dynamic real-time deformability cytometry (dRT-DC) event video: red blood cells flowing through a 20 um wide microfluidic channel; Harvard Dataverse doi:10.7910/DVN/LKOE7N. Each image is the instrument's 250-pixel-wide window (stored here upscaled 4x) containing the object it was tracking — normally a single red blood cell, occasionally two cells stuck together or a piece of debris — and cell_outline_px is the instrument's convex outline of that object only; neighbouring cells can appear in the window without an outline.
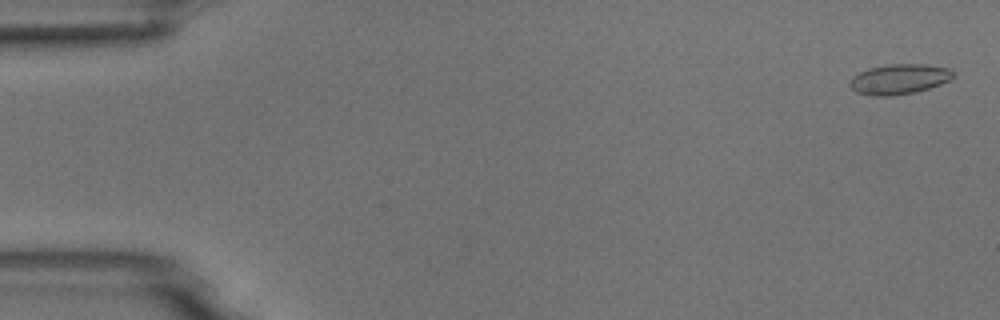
{"species": "common noctule bat (a hibernating species)", "species_latin": "Nyctalus noctula", "temperature_condition": "room temperature", "stored_images_in_passage": 54, "camera_frame_rate_fps": 3000, "um_per_image_px": 0.085, "animal": {"sex": "male", "body_mass_g": 18.8}, "frame": {"image": 1, "passage_image": 2, "time_ms": 0.333, "image_size_px": [1000, 320], "cell_outline_px": [[952, 76], [948, 80], [940, 84], [916, 92], [892, 96], [872, 96], [856, 92], [848, 84], [852, 76], [868, 68], [892, 64], [924, 64], [948, 68], [952, 72]], "centroid_in_image_um": [76.37, 6.73], "position_along_channel_um": 8.6, "area_um2": 18.03}}
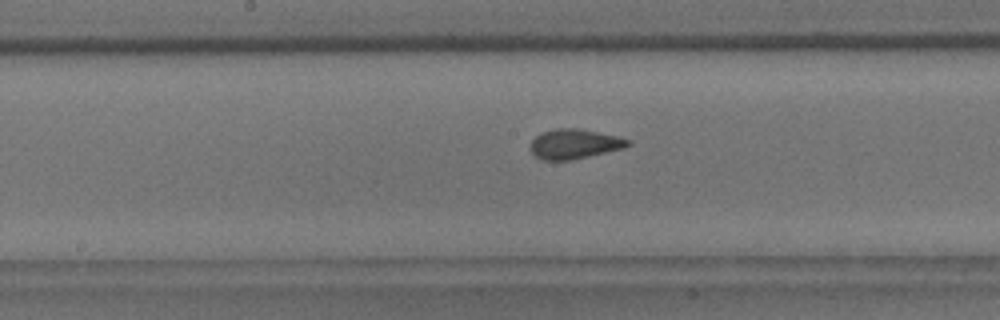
{"frame": {"image": 2, "passage_image": 28, "time_ms": 9.0, "image_size_px": [1000, 320], "cell_outline_px": [[632, 144], [624, 148], [588, 156], [568, 160], [544, 160], [536, 156], [532, 152], [532, 140], [540, 132], [556, 128], [580, 128], [616, 136], [632, 140]], "centroid_in_image_um": [48.85, 12.22], "position_along_channel_um": 199.3, "area_um2": 16.76}}
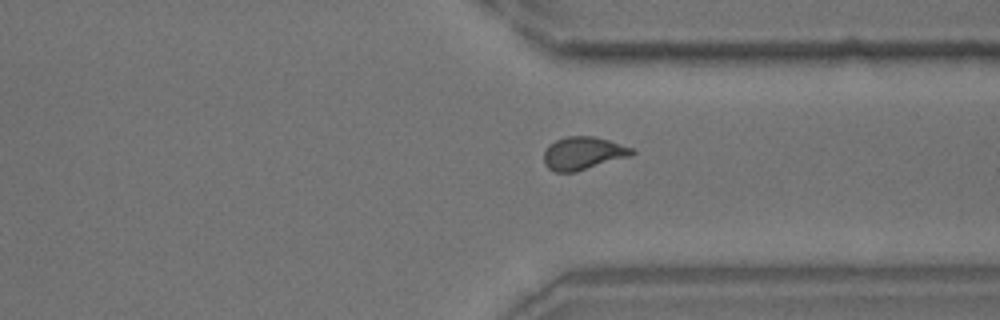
{"frame": {"image": 3, "passage_image": 41, "time_ms": 13.333, "image_size_px": [1000, 320], "cell_outline_px": [[636, 152], [632, 156], [576, 172], [556, 172], [548, 168], [544, 164], [544, 152], [548, 144], [556, 140], [568, 136], [596, 136], [632, 148]], "centroid_in_image_um": [49.57, 13.03], "position_along_channel_um": 361.8, "area_um2": 17.05}, "authors_computed_cell_mechanics": {"area_um2": 16.7331, "velocity_mm_per_s": 3.7551, "shape_relaxation_time_tau1_ms": 7.2623, "shape_relaxation_time_tau2_ms": 1.0604, "deformation_change_tau1": 0.1785, "deformation_change_tau2": 0.079}}